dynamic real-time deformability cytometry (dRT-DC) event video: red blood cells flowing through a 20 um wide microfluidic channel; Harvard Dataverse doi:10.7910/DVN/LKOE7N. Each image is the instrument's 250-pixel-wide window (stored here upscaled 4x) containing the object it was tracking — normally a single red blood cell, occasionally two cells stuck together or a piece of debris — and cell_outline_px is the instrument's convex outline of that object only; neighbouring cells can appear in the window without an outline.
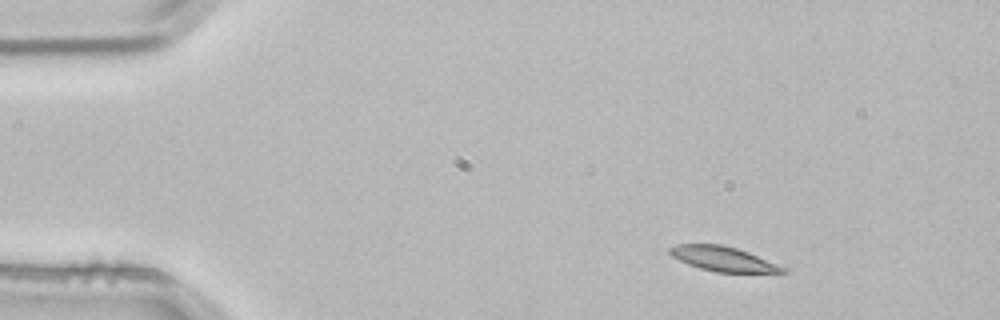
{"species": "common noctule bat (a hibernating species)", "species_latin": "Nyctalus noctula", "temperature_condition": "room temperature", "stored_images_in_passage": 3, "camera_frame_rate_fps": 3000, "um_per_image_px": 0.085, "animal": {"sex": "male", "body_mass_g": 21.5, "forearm_length_mm": 52.0}, "frame": {"image": 1, "passage_image": 1, "time_ms": 0.0, "image_size_px": [1000, 320], "cell_outline_px": [[788, 272], [716, 272], [700, 268], [688, 264], [672, 256], [668, 252], [668, 248], [676, 244], [720, 244], [736, 248], [748, 252], [788, 268]], "centroid_in_image_um": [61.45, 22.0], "position_along_channel_um": 23.5, "area_um2": 16.13}}
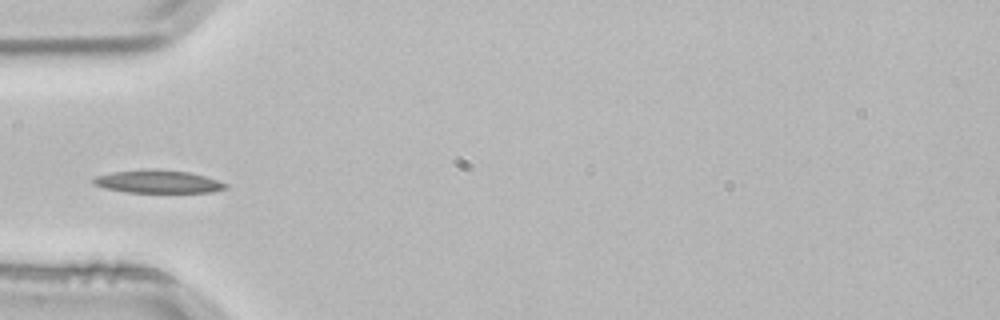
{"frame": {"image": 2, "passage_image": 3, "time_ms": 0.667, "image_size_px": [1000, 320], "cell_outline_px": [[228, 188], [212, 192], [128, 192], [104, 188], [92, 184], [92, 180], [96, 176], [112, 172], [152, 168], [156, 168], [188, 172], [204, 176], [228, 184]], "centroid_in_image_um": [13.41, 15.43], "position_along_channel_um": 71.6, "area_um2": 17.69}}